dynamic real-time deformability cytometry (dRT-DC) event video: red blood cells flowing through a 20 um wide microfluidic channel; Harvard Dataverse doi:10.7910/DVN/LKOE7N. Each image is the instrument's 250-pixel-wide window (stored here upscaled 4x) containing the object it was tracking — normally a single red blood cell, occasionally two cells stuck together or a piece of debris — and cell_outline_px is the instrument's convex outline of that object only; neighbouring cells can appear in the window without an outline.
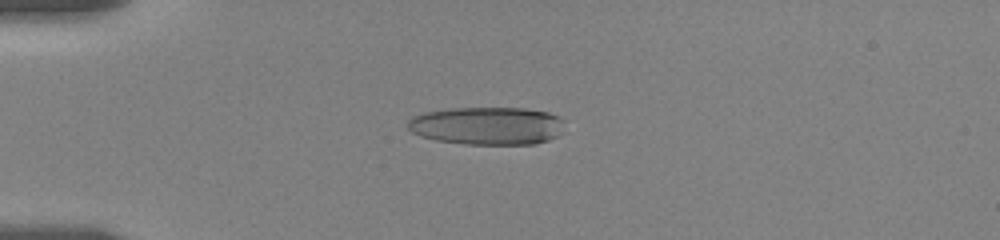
{"species": "human", "species_latin": "Homo sapiens", "temperature_condition": "room temperature", "stored_images_in_passage": 57, "camera_frame_rate_fps": 3000, "um_per_image_px": 0.085, "donor": {"sex": "female"}, "frame": {"image": 1, "passage_image": 15, "time_ms": 4.667, "image_size_px": [1000, 240], "cell_outline_px": [[564, 120], [560, 132], [556, 136], [548, 140], [536, 144], [464, 144], [436, 140], [420, 136], [412, 132], [408, 128], [408, 120], [412, 116], [424, 112], [452, 108], [524, 108], [548, 112], [560, 116]], "centroid_in_image_um": [41.4, 10.69], "position_along_channel_um": 43.6, "area_um2": 34.8}}
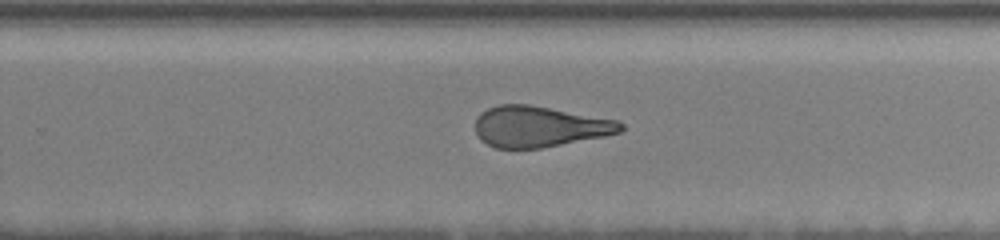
{"frame": {"image": 2, "passage_image": 38, "time_ms": 12.333, "image_size_px": [1000, 240], "cell_outline_px": [[624, 128], [620, 132], [604, 136], [540, 148], [496, 148], [480, 140], [476, 132], [476, 120], [480, 112], [488, 108], [500, 104], [528, 104], [620, 120], [624, 124]], "centroid_in_image_um": [45.86, 10.75], "position_along_channel_um": 283.9, "area_um2": 34.62}}
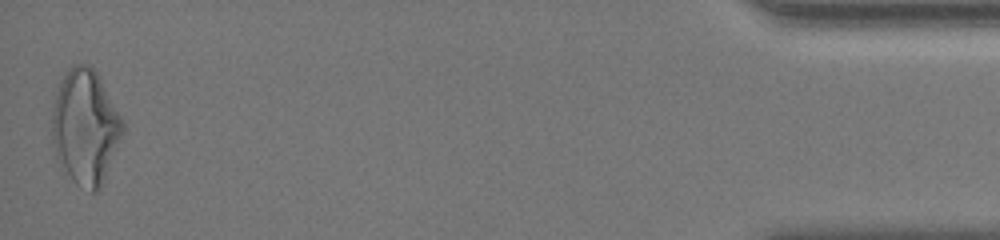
{"frame": {"image": 3, "passage_image": 57, "time_ms": 18.667, "image_size_px": [1000, 240], "cell_outline_px": [[124, 132], [104, 180], [100, 188], [96, 192], [92, 192], [80, 188], [72, 180], [60, 164], [56, 156], [52, 140], [52, 112], [56, 96], [60, 84], [68, 68], [72, 64], [88, 64], [96, 72], [124, 120]], "centroid_in_image_um": [7.26, 10.82], "position_along_channel_um": 427.9, "area_um2": 47.16}, "authors_computed_cell_mechanics": {"area_um2": 35.9516, "velocity_mm_per_s": 3.5325, "shape_relaxation_time_tau1_ms": 7.3566, "shape_relaxation_time_tau2_ms": 1.8656, "deformation_change_tau1": 0.2424, "deformation_change_tau2": 0.1266}}